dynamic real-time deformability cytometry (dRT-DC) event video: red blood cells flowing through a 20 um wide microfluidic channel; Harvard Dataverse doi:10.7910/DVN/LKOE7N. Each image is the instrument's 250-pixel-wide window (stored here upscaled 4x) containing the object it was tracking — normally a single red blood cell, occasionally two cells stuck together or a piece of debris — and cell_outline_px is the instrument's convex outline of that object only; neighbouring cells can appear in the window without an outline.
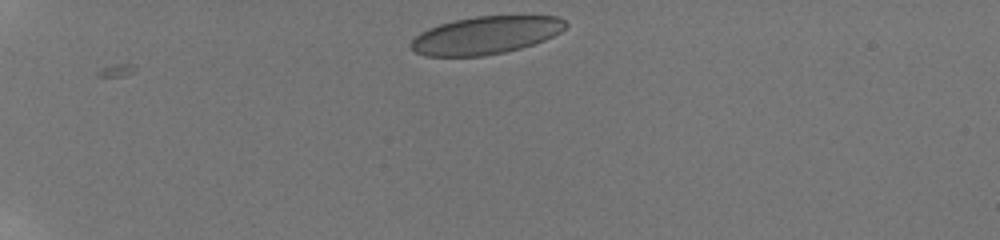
{"species": "human", "species_latin": "Homo sapiens", "temperature_condition": "room temperature", "stored_images_in_passage": 11, "camera_frame_rate_fps": 3000, "um_per_image_px": 0.085, "donor": {"sex": "male"}, "frame": {"image": 1, "passage_image": 1, "time_ms": 0.0, "image_size_px": [1000, 240], "cell_outline_px": [[568, 24], [560, 32], [544, 40], [520, 48], [504, 52], [484, 56], [424, 56], [416, 52], [408, 44], [420, 32], [428, 28], [452, 20], [476, 16], [556, 16], [564, 20]], "centroid_in_image_um": [41.25, 2.99], "position_along_channel_um": 43.8, "area_um2": 33.93}}